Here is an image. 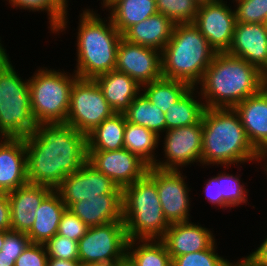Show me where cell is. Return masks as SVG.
<instances>
[{
	"label": "cell",
	"instance_id": "35",
	"mask_svg": "<svg viewBox=\"0 0 267 266\" xmlns=\"http://www.w3.org/2000/svg\"><path fill=\"white\" fill-rule=\"evenodd\" d=\"M215 242L205 250L180 255L172 259V266H237L215 253Z\"/></svg>",
	"mask_w": 267,
	"mask_h": 266
},
{
	"label": "cell",
	"instance_id": "19",
	"mask_svg": "<svg viewBox=\"0 0 267 266\" xmlns=\"http://www.w3.org/2000/svg\"><path fill=\"white\" fill-rule=\"evenodd\" d=\"M253 147L267 151V85L234 107Z\"/></svg>",
	"mask_w": 267,
	"mask_h": 266
},
{
	"label": "cell",
	"instance_id": "36",
	"mask_svg": "<svg viewBox=\"0 0 267 266\" xmlns=\"http://www.w3.org/2000/svg\"><path fill=\"white\" fill-rule=\"evenodd\" d=\"M217 180L219 182L220 195H222L223 208L247 203V189L244 188V184H240L237 176L220 173L217 176Z\"/></svg>",
	"mask_w": 267,
	"mask_h": 266
},
{
	"label": "cell",
	"instance_id": "30",
	"mask_svg": "<svg viewBox=\"0 0 267 266\" xmlns=\"http://www.w3.org/2000/svg\"><path fill=\"white\" fill-rule=\"evenodd\" d=\"M159 135L146 127L126 120L124 129V148L140 157L150 167L157 161L154 150L158 147Z\"/></svg>",
	"mask_w": 267,
	"mask_h": 266
},
{
	"label": "cell",
	"instance_id": "9",
	"mask_svg": "<svg viewBox=\"0 0 267 266\" xmlns=\"http://www.w3.org/2000/svg\"><path fill=\"white\" fill-rule=\"evenodd\" d=\"M128 238L123 221L88 227L78 241L82 266L117 264L126 259Z\"/></svg>",
	"mask_w": 267,
	"mask_h": 266
},
{
	"label": "cell",
	"instance_id": "25",
	"mask_svg": "<svg viewBox=\"0 0 267 266\" xmlns=\"http://www.w3.org/2000/svg\"><path fill=\"white\" fill-rule=\"evenodd\" d=\"M175 23L157 12L131 26L122 37L127 41L162 51L170 40Z\"/></svg>",
	"mask_w": 267,
	"mask_h": 266
},
{
	"label": "cell",
	"instance_id": "16",
	"mask_svg": "<svg viewBox=\"0 0 267 266\" xmlns=\"http://www.w3.org/2000/svg\"><path fill=\"white\" fill-rule=\"evenodd\" d=\"M57 191L67 209L83 199H92L99 194L122 193V189L102 172L86 162L79 170L69 174Z\"/></svg>",
	"mask_w": 267,
	"mask_h": 266
},
{
	"label": "cell",
	"instance_id": "10",
	"mask_svg": "<svg viewBox=\"0 0 267 266\" xmlns=\"http://www.w3.org/2000/svg\"><path fill=\"white\" fill-rule=\"evenodd\" d=\"M115 112L109 106L95 79L77 78L70 92L67 124L87 135Z\"/></svg>",
	"mask_w": 267,
	"mask_h": 266
},
{
	"label": "cell",
	"instance_id": "52",
	"mask_svg": "<svg viewBox=\"0 0 267 266\" xmlns=\"http://www.w3.org/2000/svg\"><path fill=\"white\" fill-rule=\"evenodd\" d=\"M94 266H120V263H117V264L94 265Z\"/></svg>",
	"mask_w": 267,
	"mask_h": 266
},
{
	"label": "cell",
	"instance_id": "17",
	"mask_svg": "<svg viewBox=\"0 0 267 266\" xmlns=\"http://www.w3.org/2000/svg\"><path fill=\"white\" fill-rule=\"evenodd\" d=\"M227 53L246 60L267 76V30L265 24L236 22Z\"/></svg>",
	"mask_w": 267,
	"mask_h": 266
},
{
	"label": "cell",
	"instance_id": "3",
	"mask_svg": "<svg viewBox=\"0 0 267 266\" xmlns=\"http://www.w3.org/2000/svg\"><path fill=\"white\" fill-rule=\"evenodd\" d=\"M201 164H231L259 160L234 108H206L202 117Z\"/></svg>",
	"mask_w": 267,
	"mask_h": 266
},
{
	"label": "cell",
	"instance_id": "50",
	"mask_svg": "<svg viewBox=\"0 0 267 266\" xmlns=\"http://www.w3.org/2000/svg\"><path fill=\"white\" fill-rule=\"evenodd\" d=\"M266 156H267V151L260 153L259 160H263V159L265 160L266 159L265 158ZM265 166H266L265 167V170H266V173H267V165H265Z\"/></svg>",
	"mask_w": 267,
	"mask_h": 266
},
{
	"label": "cell",
	"instance_id": "7",
	"mask_svg": "<svg viewBox=\"0 0 267 266\" xmlns=\"http://www.w3.org/2000/svg\"><path fill=\"white\" fill-rule=\"evenodd\" d=\"M6 50L0 43V135L25 138L33 133L29 80L23 81L14 70Z\"/></svg>",
	"mask_w": 267,
	"mask_h": 266
},
{
	"label": "cell",
	"instance_id": "33",
	"mask_svg": "<svg viewBox=\"0 0 267 266\" xmlns=\"http://www.w3.org/2000/svg\"><path fill=\"white\" fill-rule=\"evenodd\" d=\"M11 6L32 11H47L51 31H63L66 28L67 0H9Z\"/></svg>",
	"mask_w": 267,
	"mask_h": 266
},
{
	"label": "cell",
	"instance_id": "44",
	"mask_svg": "<svg viewBox=\"0 0 267 266\" xmlns=\"http://www.w3.org/2000/svg\"><path fill=\"white\" fill-rule=\"evenodd\" d=\"M208 202L222 207V195H220L219 182L217 176L209 179L204 190Z\"/></svg>",
	"mask_w": 267,
	"mask_h": 266
},
{
	"label": "cell",
	"instance_id": "48",
	"mask_svg": "<svg viewBox=\"0 0 267 266\" xmlns=\"http://www.w3.org/2000/svg\"><path fill=\"white\" fill-rule=\"evenodd\" d=\"M199 6L204 4H211L220 0H194Z\"/></svg>",
	"mask_w": 267,
	"mask_h": 266
},
{
	"label": "cell",
	"instance_id": "20",
	"mask_svg": "<svg viewBox=\"0 0 267 266\" xmlns=\"http://www.w3.org/2000/svg\"><path fill=\"white\" fill-rule=\"evenodd\" d=\"M51 188L26 183L7 193L10 202L11 230L27 233L35 221V211Z\"/></svg>",
	"mask_w": 267,
	"mask_h": 266
},
{
	"label": "cell",
	"instance_id": "26",
	"mask_svg": "<svg viewBox=\"0 0 267 266\" xmlns=\"http://www.w3.org/2000/svg\"><path fill=\"white\" fill-rule=\"evenodd\" d=\"M124 113H114L87 134V150L113 151L124 148Z\"/></svg>",
	"mask_w": 267,
	"mask_h": 266
},
{
	"label": "cell",
	"instance_id": "34",
	"mask_svg": "<svg viewBox=\"0 0 267 266\" xmlns=\"http://www.w3.org/2000/svg\"><path fill=\"white\" fill-rule=\"evenodd\" d=\"M157 12L170 18L175 24L193 23L199 5L194 0H155Z\"/></svg>",
	"mask_w": 267,
	"mask_h": 266
},
{
	"label": "cell",
	"instance_id": "15",
	"mask_svg": "<svg viewBox=\"0 0 267 266\" xmlns=\"http://www.w3.org/2000/svg\"><path fill=\"white\" fill-rule=\"evenodd\" d=\"M115 70L126 73L141 86L162 77L161 51L120 40Z\"/></svg>",
	"mask_w": 267,
	"mask_h": 266
},
{
	"label": "cell",
	"instance_id": "21",
	"mask_svg": "<svg viewBox=\"0 0 267 266\" xmlns=\"http://www.w3.org/2000/svg\"><path fill=\"white\" fill-rule=\"evenodd\" d=\"M160 240L165 244L171 259L208 249L215 242L211 231L189 221L170 224Z\"/></svg>",
	"mask_w": 267,
	"mask_h": 266
},
{
	"label": "cell",
	"instance_id": "6",
	"mask_svg": "<svg viewBox=\"0 0 267 266\" xmlns=\"http://www.w3.org/2000/svg\"><path fill=\"white\" fill-rule=\"evenodd\" d=\"M122 204L128 240L164 236L170 224L164 217L156 184L147 174L122 189Z\"/></svg>",
	"mask_w": 267,
	"mask_h": 266
},
{
	"label": "cell",
	"instance_id": "13",
	"mask_svg": "<svg viewBox=\"0 0 267 266\" xmlns=\"http://www.w3.org/2000/svg\"><path fill=\"white\" fill-rule=\"evenodd\" d=\"M164 151L166 161H156L153 167L162 170H179V166L201 163L202 120L193 125L166 130ZM168 158V159H167Z\"/></svg>",
	"mask_w": 267,
	"mask_h": 266
},
{
	"label": "cell",
	"instance_id": "38",
	"mask_svg": "<svg viewBox=\"0 0 267 266\" xmlns=\"http://www.w3.org/2000/svg\"><path fill=\"white\" fill-rule=\"evenodd\" d=\"M44 246L48 258L79 260L78 241L56 234Z\"/></svg>",
	"mask_w": 267,
	"mask_h": 266
},
{
	"label": "cell",
	"instance_id": "1",
	"mask_svg": "<svg viewBox=\"0 0 267 266\" xmlns=\"http://www.w3.org/2000/svg\"><path fill=\"white\" fill-rule=\"evenodd\" d=\"M24 141L28 183L57 190L87 162V135L70 124H37Z\"/></svg>",
	"mask_w": 267,
	"mask_h": 266
},
{
	"label": "cell",
	"instance_id": "14",
	"mask_svg": "<svg viewBox=\"0 0 267 266\" xmlns=\"http://www.w3.org/2000/svg\"><path fill=\"white\" fill-rule=\"evenodd\" d=\"M193 24L216 53L228 52L235 30L236 15L223 0L200 5Z\"/></svg>",
	"mask_w": 267,
	"mask_h": 266
},
{
	"label": "cell",
	"instance_id": "47",
	"mask_svg": "<svg viewBox=\"0 0 267 266\" xmlns=\"http://www.w3.org/2000/svg\"><path fill=\"white\" fill-rule=\"evenodd\" d=\"M118 0H103V6L110 9Z\"/></svg>",
	"mask_w": 267,
	"mask_h": 266
},
{
	"label": "cell",
	"instance_id": "2",
	"mask_svg": "<svg viewBox=\"0 0 267 266\" xmlns=\"http://www.w3.org/2000/svg\"><path fill=\"white\" fill-rule=\"evenodd\" d=\"M201 95L206 108H234L267 85V76L246 60L216 53L205 70Z\"/></svg>",
	"mask_w": 267,
	"mask_h": 266
},
{
	"label": "cell",
	"instance_id": "29",
	"mask_svg": "<svg viewBox=\"0 0 267 266\" xmlns=\"http://www.w3.org/2000/svg\"><path fill=\"white\" fill-rule=\"evenodd\" d=\"M191 87L177 102H174L165 113L166 130L197 124L202 120L206 109L202 101L194 99Z\"/></svg>",
	"mask_w": 267,
	"mask_h": 266
},
{
	"label": "cell",
	"instance_id": "45",
	"mask_svg": "<svg viewBox=\"0 0 267 266\" xmlns=\"http://www.w3.org/2000/svg\"><path fill=\"white\" fill-rule=\"evenodd\" d=\"M47 266H82V264L79 260L48 258Z\"/></svg>",
	"mask_w": 267,
	"mask_h": 266
},
{
	"label": "cell",
	"instance_id": "46",
	"mask_svg": "<svg viewBox=\"0 0 267 266\" xmlns=\"http://www.w3.org/2000/svg\"><path fill=\"white\" fill-rule=\"evenodd\" d=\"M0 266H15V256H8L0 250Z\"/></svg>",
	"mask_w": 267,
	"mask_h": 266
},
{
	"label": "cell",
	"instance_id": "51",
	"mask_svg": "<svg viewBox=\"0 0 267 266\" xmlns=\"http://www.w3.org/2000/svg\"><path fill=\"white\" fill-rule=\"evenodd\" d=\"M120 266H133L127 259L120 262Z\"/></svg>",
	"mask_w": 267,
	"mask_h": 266
},
{
	"label": "cell",
	"instance_id": "22",
	"mask_svg": "<svg viewBox=\"0 0 267 266\" xmlns=\"http://www.w3.org/2000/svg\"><path fill=\"white\" fill-rule=\"evenodd\" d=\"M68 209L88 227L123 221L122 193L99 194L73 203Z\"/></svg>",
	"mask_w": 267,
	"mask_h": 266
},
{
	"label": "cell",
	"instance_id": "42",
	"mask_svg": "<svg viewBox=\"0 0 267 266\" xmlns=\"http://www.w3.org/2000/svg\"><path fill=\"white\" fill-rule=\"evenodd\" d=\"M238 261L239 264L237 266H267V238L256 251Z\"/></svg>",
	"mask_w": 267,
	"mask_h": 266
},
{
	"label": "cell",
	"instance_id": "53",
	"mask_svg": "<svg viewBox=\"0 0 267 266\" xmlns=\"http://www.w3.org/2000/svg\"><path fill=\"white\" fill-rule=\"evenodd\" d=\"M264 24H265V27H266V30H267V19H266V21H265V23H264Z\"/></svg>",
	"mask_w": 267,
	"mask_h": 266
},
{
	"label": "cell",
	"instance_id": "40",
	"mask_svg": "<svg viewBox=\"0 0 267 266\" xmlns=\"http://www.w3.org/2000/svg\"><path fill=\"white\" fill-rule=\"evenodd\" d=\"M48 255L44 244L29 243L16 259L15 266H47Z\"/></svg>",
	"mask_w": 267,
	"mask_h": 266
},
{
	"label": "cell",
	"instance_id": "32",
	"mask_svg": "<svg viewBox=\"0 0 267 266\" xmlns=\"http://www.w3.org/2000/svg\"><path fill=\"white\" fill-rule=\"evenodd\" d=\"M144 94L164 113L177 102L191 86L183 81L161 77L152 82L142 85Z\"/></svg>",
	"mask_w": 267,
	"mask_h": 266
},
{
	"label": "cell",
	"instance_id": "37",
	"mask_svg": "<svg viewBox=\"0 0 267 266\" xmlns=\"http://www.w3.org/2000/svg\"><path fill=\"white\" fill-rule=\"evenodd\" d=\"M236 22L262 23L267 19V0H235Z\"/></svg>",
	"mask_w": 267,
	"mask_h": 266
},
{
	"label": "cell",
	"instance_id": "41",
	"mask_svg": "<svg viewBox=\"0 0 267 266\" xmlns=\"http://www.w3.org/2000/svg\"><path fill=\"white\" fill-rule=\"evenodd\" d=\"M29 243L30 240L26 233L9 230L6 231L1 251L8 256H15L16 261Z\"/></svg>",
	"mask_w": 267,
	"mask_h": 266
},
{
	"label": "cell",
	"instance_id": "8",
	"mask_svg": "<svg viewBox=\"0 0 267 266\" xmlns=\"http://www.w3.org/2000/svg\"><path fill=\"white\" fill-rule=\"evenodd\" d=\"M65 72L40 69L29 80L32 116L36 124L65 123L74 81Z\"/></svg>",
	"mask_w": 267,
	"mask_h": 266
},
{
	"label": "cell",
	"instance_id": "24",
	"mask_svg": "<svg viewBox=\"0 0 267 266\" xmlns=\"http://www.w3.org/2000/svg\"><path fill=\"white\" fill-rule=\"evenodd\" d=\"M95 81L115 113H124L139 92L143 91L134 79L117 70L99 75Z\"/></svg>",
	"mask_w": 267,
	"mask_h": 266
},
{
	"label": "cell",
	"instance_id": "4",
	"mask_svg": "<svg viewBox=\"0 0 267 266\" xmlns=\"http://www.w3.org/2000/svg\"><path fill=\"white\" fill-rule=\"evenodd\" d=\"M216 52L193 23H177L161 51L162 77L195 87L203 78Z\"/></svg>",
	"mask_w": 267,
	"mask_h": 266
},
{
	"label": "cell",
	"instance_id": "12",
	"mask_svg": "<svg viewBox=\"0 0 267 266\" xmlns=\"http://www.w3.org/2000/svg\"><path fill=\"white\" fill-rule=\"evenodd\" d=\"M87 162L121 189L143 178L149 165L125 148L113 151L87 150Z\"/></svg>",
	"mask_w": 267,
	"mask_h": 266
},
{
	"label": "cell",
	"instance_id": "39",
	"mask_svg": "<svg viewBox=\"0 0 267 266\" xmlns=\"http://www.w3.org/2000/svg\"><path fill=\"white\" fill-rule=\"evenodd\" d=\"M88 226L69 209L61 217L57 234L71 240L79 241L86 233Z\"/></svg>",
	"mask_w": 267,
	"mask_h": 266
},
{
	"label": "cell",
	"instance_id": "28",
	"mask_svg": "<svg viewBox=\"0 0 267 266\" xmlns=\"http://www.w3.org/2000/svg\"><path fill=\"white\" fill-rule=\"evenodd\" d=\"M137 241L128 240L127 243L126 259L133 266H172L171 256L160 239L139 240L140 246L133 249Z\"/></svg>",
	"mask_w": 267,
	"mask_h": 266
},
{
	"label": "cell",
	"instance_id": "43",
	"mask_svg": "<svg viewBox=\"0 0 267 266\" xmlns=\"http://www.w3.org/2000/svg\"><path fill=\"white\" fill-rule=\"evenodd\" d=\"M11 230L10 202L7 193H0V231Z\"/></svg>",
	"mask_w": 267,
	"mask_h": 266
},
{
	"label": "cell",
	"instance_id": "5",
	"mask_svg": "<svg viewBox=\"0 0 267 266\" xmlns=\"http://www.w3.org/2000/svg\"><path fill=\"white\" fill-rule=\"evenodd\" d=\"M93 12L87 9L80 15L77 36L78 65L74 73L83 79H95L115 70L117 49L122 38L111 18L106 25Z\"/></svg>",
	"mask_w": 267,
	"mask_h": 266
},
{
	"label": "cell",
	"instance_id": "27",
	"mask_svg": "<svg viewBox=\"0 0 267 266\" xmlns=\"http://www.w3.org/2000/svg\"><path fill=\"white\" fill-rule=\"evenodd\" d=\"M111 9L108 18L122 35L131 26L157 13L155 0H118Z\"/></svg>",
	"mask_w": 267,
	"mask_h": 266
},
{
	"label": "cell",
	"instance_id": "11",
	"mask_svg": "<svg viewBox=\"0 0 267 266\" xmlns=\"http://www.w3.org/2000/svg\"><path fill=\"white\" fill-rule=\"evenodd\" d=\"M147 175L155 182L165 219L169 224L188 222L190 191L180 170L149 167Z\"/></svg>",
	"mask_w": 267,
	"mask_h": 266
},
{
	"label": "cell",
	"instance_id": "31",
	"mask_svg": "<svg viewBox=\"0 0 267 266\" xmlns=\"http://www.w3.org/2000/svg\"><path fill=\"white\" fill-rule=\"evenodd\" d=\"M126 120L146 127L160 136V132L166 131L165 113L142 94H138L124 112Z\"/></svg>",
	"mask_w": 267,
	"mask_h": 266
},
{
	"label": "cell",
	"instance_id": "18",
	"mask_svg": "<svg viewBox=\"0 0 267 266\" xmlns=\"http://www.w3.org/2000/svg\"><path fill=\"white\" fill-rule=\"evenodd\" d=\"M0 142V193H9L28 183L26 145L24 138Z\"/></svg>",
	"mask_w": 267,
	"mask_h": 266
},
{
	"label": "cell",
	"instance_id": "49",
	"mask_svg": "<svg viewBox=\"0 0 267 266\" xmlns=\"http://www.w3.org/2000/svg\"><path fill=\"white\" fill-rule=\"evenodd\" d=\"M6 231H0V250L5 240Z\"/></svg>",
	"mask_w": 267,
	"mask_h": 266
},
{
	"label": "cell",
	"instance_id": "23",
	"mask_svg": "<svg viewBox=\"0 0 267 266\" xmlns=\"http://www.w3.org/2000/svg\"><path fill=\"white\" fill-rule=\"evenodd\" d=\"M66 209L60 193L52 190L35 211V221L26 233L30 243L45 244L56 235Z\"/></svg>",
	"mask_w": 267,
	"mask_h": 266
}]
</instances>
